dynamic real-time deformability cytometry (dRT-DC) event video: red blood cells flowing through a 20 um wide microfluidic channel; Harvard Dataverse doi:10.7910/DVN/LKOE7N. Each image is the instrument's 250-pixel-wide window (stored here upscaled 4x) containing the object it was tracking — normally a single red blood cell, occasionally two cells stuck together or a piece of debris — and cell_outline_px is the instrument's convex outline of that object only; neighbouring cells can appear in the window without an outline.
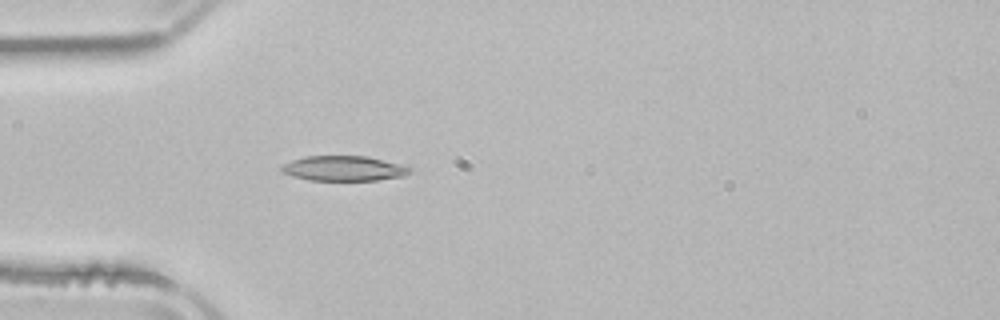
{"species": "common noctule bat (a hibernating species)", "species_latin": "Nyctalus noctula", "temperature_condition": "room temperature", "stored_images_in_passage": 4, "camera_frame_rate_fps": 3000, "um_per_image_px": 0.085, "animal": {"sex": "male", "body_mass_g": 21.5, "forearm_length_mm": 52.0}, "frame": {"image": 1, "passage_image": 4, "time_ms": 3.667, "image_size_px": [1000, 320], "cell_outline_px": [[412, 172], [404, 176], [376, 180], [308, 180], [284, 172], [280, 168], [280, 164], [304, 156], [368, 156], [412, 168]], "centroid_in_image_um": [29.21, 14.31], "position_along_channel_um": 55.8, "area_um2": 18.55}}